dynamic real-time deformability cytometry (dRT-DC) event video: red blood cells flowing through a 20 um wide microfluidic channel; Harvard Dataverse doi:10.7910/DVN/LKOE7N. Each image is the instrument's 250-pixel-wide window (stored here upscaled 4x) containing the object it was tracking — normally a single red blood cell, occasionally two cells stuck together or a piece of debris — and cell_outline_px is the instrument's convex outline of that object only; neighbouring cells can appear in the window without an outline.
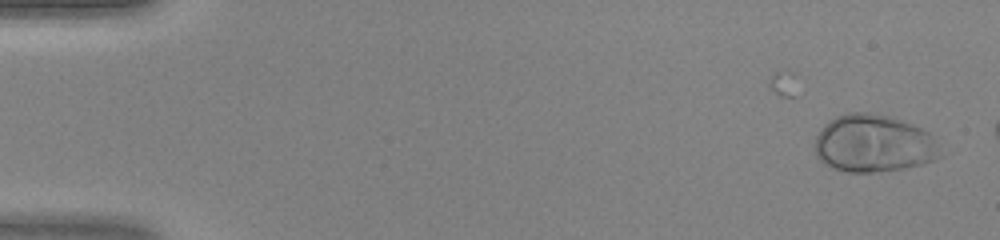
{"species": "human", "species_latin": "Homo sapiens", "temperature_condition": "warm", "stored_images_in_passage": 15, "camera_frame_rate_fps": 3000, "um_per_image_px": 0.085, "donor": {"sex": "female"}, "frame": {"image": 1, "passage_image": 1, "time_ms": 0.0, "image_size_px": [1000, 240], "cell_outline_px": [[944, 156], [924, 164], [904, 168], [876, 172], [848, 172], [824, 164], [816, 156], [816, 136], [820, 128], [828, 120], [836, 116], [848, 112], [872, 112], [892, 116], [912, 124], [928, 132]], "centroid_in_image_um": [74.25, 12.19], "position_along_channel_um": 10.7, "area_um2": 42.31}}